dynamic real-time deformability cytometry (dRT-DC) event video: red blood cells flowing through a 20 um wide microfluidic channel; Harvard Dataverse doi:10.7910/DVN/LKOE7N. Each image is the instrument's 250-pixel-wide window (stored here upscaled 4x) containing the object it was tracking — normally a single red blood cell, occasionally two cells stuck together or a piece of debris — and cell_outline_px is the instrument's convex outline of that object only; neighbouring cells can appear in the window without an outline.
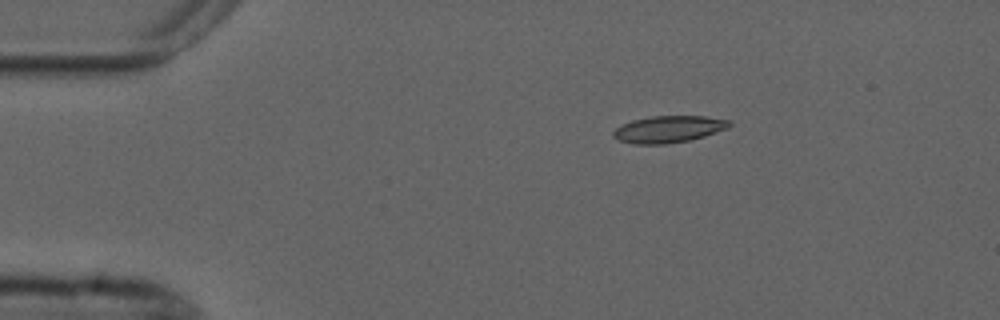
{"species": "common noctule bat (a hibernating species)", "species_latin": "Nyctalus noctula", "temperature_condition": "cold", "stored_images_in_passage": 7, "camera_frame_rate_fps": 3000, "um_per_image_px": 0.085, "animal": {"sex": "male", "forearm_length_mm": 52.5}, "frame": {"image": 1, "passage_image": 1, "time_ms": 0.0, "image_size_px": [1000, 320], "cell_outline_px": [[732, 124], [728, 128], [704, 136], [688, 140], [664, 144], [632, 144], [616, 140], [612, 136], [612, 132], [620, 124], [632, 120], [652, 116], [704, 116], [732, 120]], "centroid_in_image_um": [56.79, 10.98], "position_along_channel_um": 28.2, "area_um2": 18.32}}
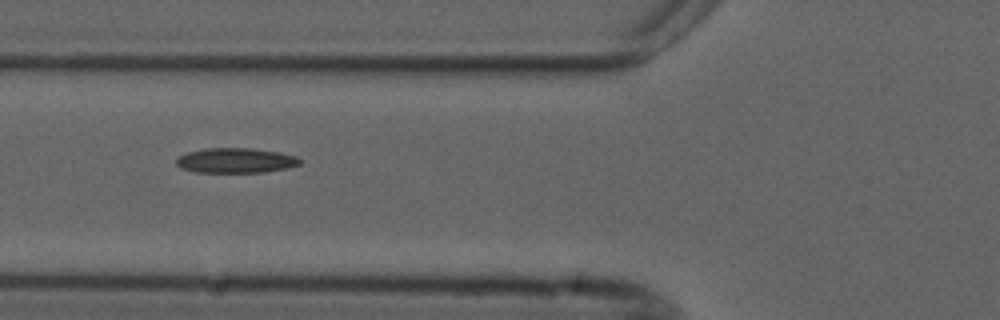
{"frame": {"image": 2, "passage_image": 4, "time_ms": 3.667, "image_size_px": [1000, 320], "cell_outline_px": [[300, 164], [288, 168], [264, 172], [196, 172], [180, 168], [176, 164], [176, 160], [180, 156], [188, 152], [204, 148], [252, 148], [280, 152], [296, 156], [300, 160]], "centroid_in_image_um": [20.04, 13.64], "position_along_channel_um": 105.8, "area_um2": 17.98}}
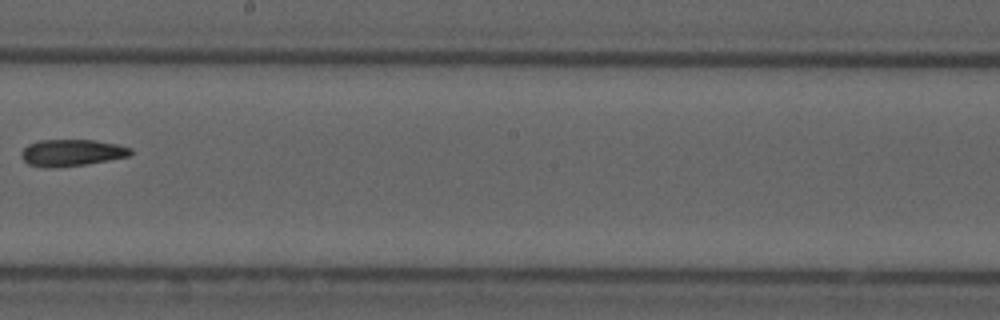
{"frame": {"image": 3, "passage_image": 7, "time_ms": 7.333, "image_size_px": [1000, 320], "cell_outline_px": [[132, 152], [128, 156], [88, 164], [56, 168], [48, 168], [28, 164], [20, 156], [20, 152], [28, 144], [40, 140], [96, 140], [116, 144], [132, 148]], "centroid_in_image_um": [6.07, 12.98], "position_along_channel_um": 242.1, "area_um2": 17.11}}